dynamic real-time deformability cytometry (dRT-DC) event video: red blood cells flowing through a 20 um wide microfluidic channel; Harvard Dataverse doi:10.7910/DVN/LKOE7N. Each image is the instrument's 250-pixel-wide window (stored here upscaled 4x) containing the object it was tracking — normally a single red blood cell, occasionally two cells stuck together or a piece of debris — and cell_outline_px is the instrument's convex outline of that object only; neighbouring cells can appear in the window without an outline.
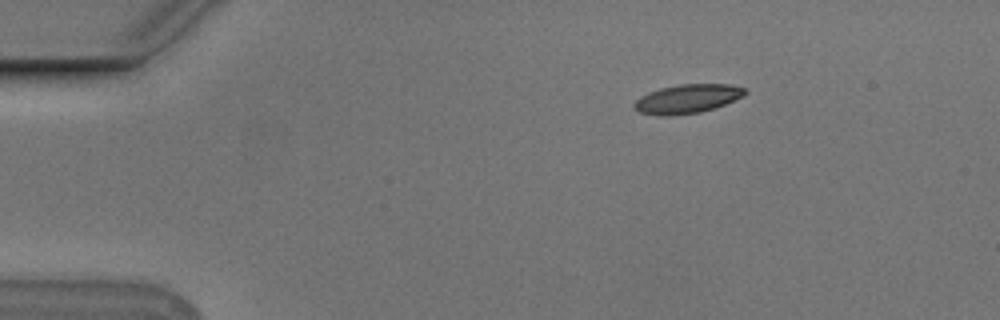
{"species": "Egyptian fruit bat (a non-hibernating species)", "species_latin": "Rousettus aegyptiacus", "temperature_condition": "cold", "stored_images_in_passage": 8, "camera_frame_rate_fps": 3000, "um_per_image_px": 0.085, "animal": {"sex": "male"}, "frame": {"image": 1, "passage_image": 1, "time_ms": 0.0, "image_size_px": [1000, 320], "cell_outline_px": [[748, 92], [744, 96], [716, 108], [700, 112], [672, 116], [660, 116], [640, 112], [632, 108], [632, 104], [640, 96], [648, 92], [660, 88], [680, 84], [732, 84], [744, 88]], "centroid_in_image_um": [58.42, 8.4], "position_along_channel_um": 26.6, "area_um2": 18.96}}